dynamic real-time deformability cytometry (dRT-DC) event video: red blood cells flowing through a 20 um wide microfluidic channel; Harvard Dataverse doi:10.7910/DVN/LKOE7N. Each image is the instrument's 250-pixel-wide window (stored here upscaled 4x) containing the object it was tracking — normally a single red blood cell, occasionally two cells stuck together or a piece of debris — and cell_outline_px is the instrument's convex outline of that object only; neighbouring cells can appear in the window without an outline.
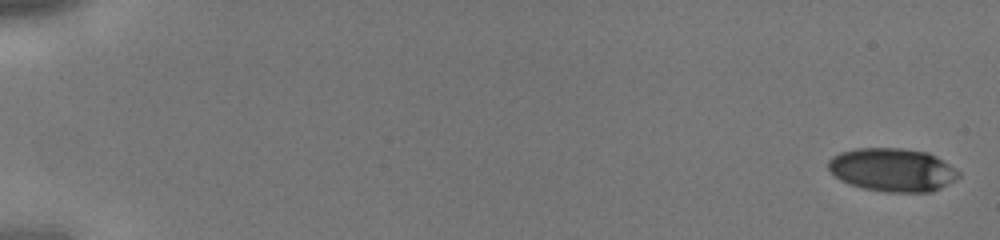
{"species": "human", "species_latin": "Homo sapiens", "temperature_condition": "cold", "stored_images_in_passage": 44, "camera_frame_rate_fps": 3000, "um_per_image_px": 0.085, "donor": {"sex": "male"}, "frame": {"image": 1, "passage_image": 1, "time_ms": 0.0, "image_size_px": [1000, 240], "cell_outline_px": [[960, 176], [956, 180], [932, 192], [884, 192], [864, 188], [848, 184], [840, 180], [828, 168], [828, 160], [832, 156], [840, 152], [856, 148], [900, 148], [928, 152], [936, 156], [956, 168], [960, 172]], "centroid_in_image_um": [75.87, 14.44], "position_along_channel_um": 9.1, "area_um2": 33.12}}
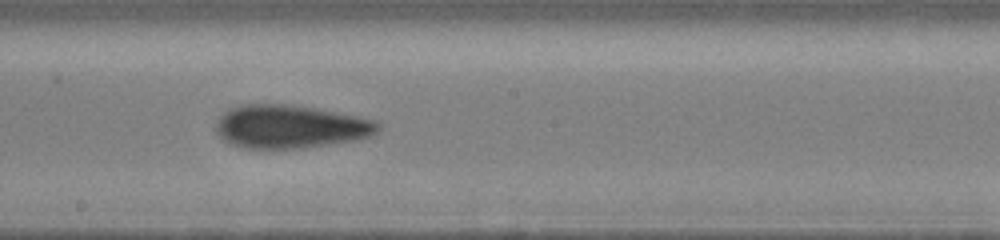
{"frame": {"image": 2, "passage_image": 26, "time_ms": 8.333, "image_size_px": [1000, 240], "cell_outline_px": [[380, 128], [372, 136], [356, 140], [304, 148], [244, 148], [228, 144], [216, 132], [216, 124], [220, 116], [224, 112], [232, 108], [244, 104], [284, 104], [316, 108], [376, 120], [380, 124]], "centroid_in_image_um": [24.68, 10.77], "position_along_channel_um": 223.5, "area_um2": 40.86}}
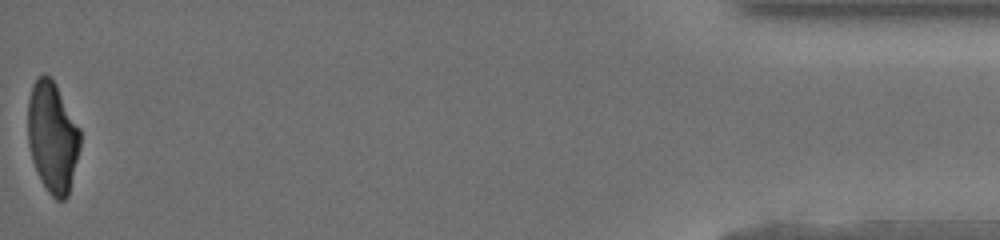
{"frame": {"image": 3, "passage_image": 44, "time_ms": 14.333, "image_size_px": [1000, 240], "cell_outline_px": [[80, 148], [68, 196], [64, 200], [56, 200], [48, 192], [32, 160], [28, 144], [28, 100], [32, 84], [36, 76], [44, 72], [56, 84], [80, 128]], "centroid_in_image_um": [4.46, 11.61], "position_along_channel_um": 430.7, "area_um2": 33.87}}